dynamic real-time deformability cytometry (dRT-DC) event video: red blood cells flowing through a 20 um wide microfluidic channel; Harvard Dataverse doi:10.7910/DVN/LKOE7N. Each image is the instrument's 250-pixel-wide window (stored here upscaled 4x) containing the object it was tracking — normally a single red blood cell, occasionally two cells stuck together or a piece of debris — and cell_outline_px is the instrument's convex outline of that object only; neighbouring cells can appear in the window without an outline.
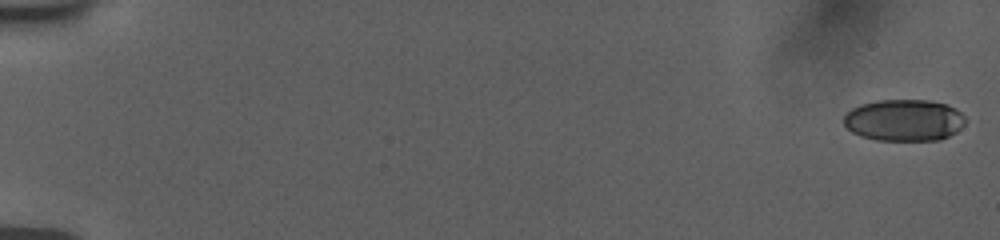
{"species": "human", "species_latin": "Homo sapiens", "temperature_condition": "room temperature", "stored_images_in_passage": 46, "camera_frame_rate_fps": 3000, "um_per_image_px": 0.085, "donor": {"sex": "female"}, "frame": {"image": 1, "passage_image": 1, "time_ms": 0.0, "image_size_px": [1000, 240], "cell_outline_px": [[964, 124], [956, 132], [940, 140], [876, 140], [860, 136], [852, 132], [844, 124], [844, 116], [852, 108], [860, 104], [876, 100], [932, 100], [948, 104], [956, 108], [964, 116]], "centroid_in_image_um": [76.85, 10.21], "position_along_channel_um": 8.1, "area_um2": 29.71}}
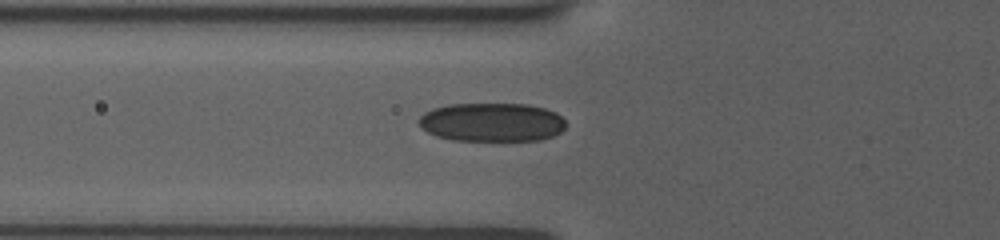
{"frame": {"image": 2, "passage_image": 26, "time_ms": 7.0, "image_size_px": [1000, 240], "cell_outline_px": [[568, 124], [560, 132], [552, 136], [540, 140], [452, 140], [436, 136], [420, 128], [420, 116], [424, 112], [432, 108], [452, 104], [528, 104], [544, 108], [556, 112]], "centroid_in_image_um": [41.81, 10.38], "position_along_channel_um": 84.0, "area_um2": 33.23}}
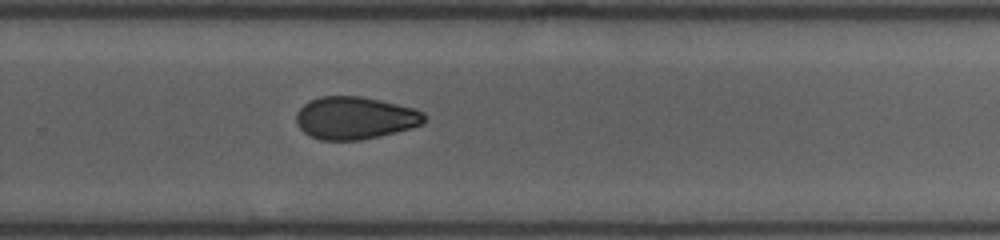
{"frame": {"image": 3, "passage_image": 46, "time_ms": 12.667, "image_size_px": [1000, 240], "cell_outline_px": [[428, 116], [420, 124], [412, 128], [380, 136], [360, 140], [320, 140], [308, 136], [296, 124], [296, 112], [308, 100], [320, 96], [360, 96], [380, 100], [416, 108], [424, 112]], "centroid_in_image_um": [30.17, 10.02], "position_along_channel_um": 299.6, "area_um2": 32.08}}